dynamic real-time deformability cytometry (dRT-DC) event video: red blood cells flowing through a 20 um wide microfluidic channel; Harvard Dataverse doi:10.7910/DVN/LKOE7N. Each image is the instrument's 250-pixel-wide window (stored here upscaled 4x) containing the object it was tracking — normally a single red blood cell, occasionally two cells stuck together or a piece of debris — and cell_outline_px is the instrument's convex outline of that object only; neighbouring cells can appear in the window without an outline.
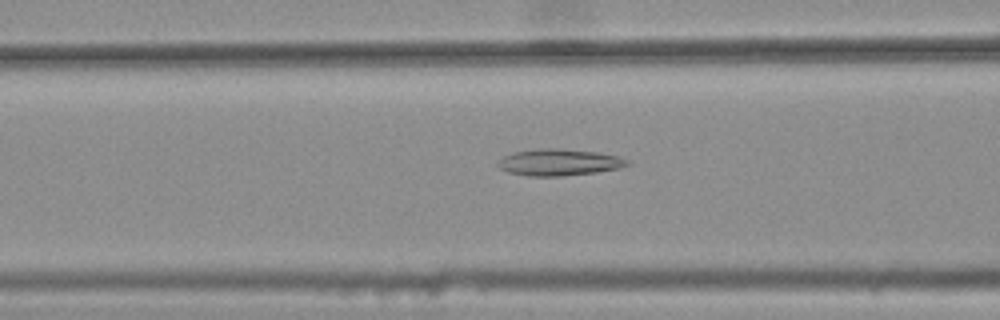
{"species": "common noctule bat (a hibernating species)", "species_latin": "Nyctalus noctula", "temperature_condition": "warm", "stored_images_in_passage": 36, "camera_frame_rate_fps": 3000, "um_per_image_px": 0.085, "animal": {"sex": "female", "body_mass_g": 25.1}, "frame": {"image": 1, "passage_image": 10, "time_ms": 3.0, "image_size_px": [1000, 320], "cell_outline_px": [[632, 164], [620, 168], [596, 172], [560, 176], [528, 176], [508, 172], [500, 168], [496, 164], [504, 156], [512, 152], [536, 148], [560, 148], [596, 152], [616, 156], [628, 160]], "centroid_in_image_um": [47.5, 13.79], "position_along_channel_um": 119.1, "area_um2": 20.11}}
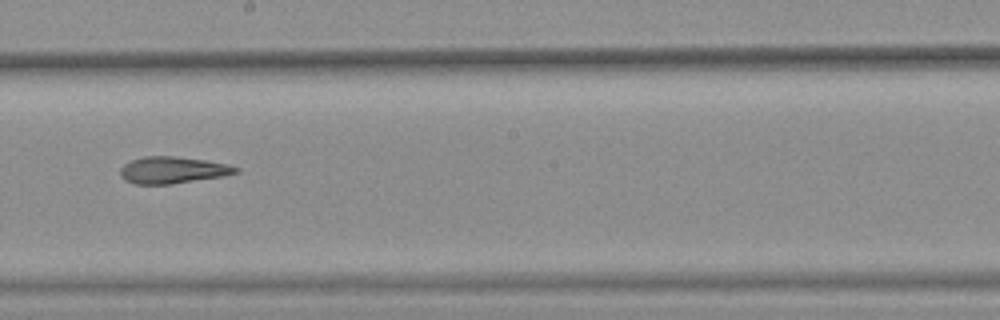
{"frame": {"image": 2, "passage_image": 19, "time_ms": 6.0, "image_size_px": [1000, 320], "cell_outline_px": [[240, 172], [220, 176], [172, 184], [132, 184], [124, 180], [120, 176], [120, 168], [124, 164], [132, 160], [144, 156], [172, 156], [204, 160], [228, 164], [240, 168]], "centroid_in_image_um": [14.64, 14.46], "position_along_channel_um": 233.6, "area_um2": 17.98}}
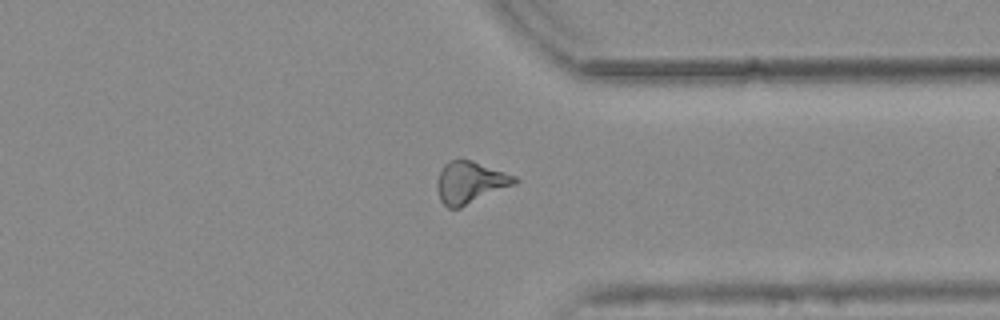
{"frame": {"image": 3, "passage_image": 30, "time_ms": 9.667, "image_size_px": [1000, 320], "cell_outline_px": [[520, 180], [516, 184], [460, 208], [448, 208], [440, 200], [436, 188], [436, 180], [444, 164], [460, 156], [472, 160], [516, 176]], "centroid_in_image_um": [39.95, 15.49], "position_along_channel_um": 371.4, "area_um2": 19.31}, "authors_computed_cell_mechanics": {"area_um2": 18.4093, "velocity_mm_per_s": 3.8227, "shape_relaxation_time_tau1_ms": null, "shape_relaxation_time_tau2_ms": 3.898, "deformation_change_tau1": null, "deformation_change_tau2": 0.1454}}